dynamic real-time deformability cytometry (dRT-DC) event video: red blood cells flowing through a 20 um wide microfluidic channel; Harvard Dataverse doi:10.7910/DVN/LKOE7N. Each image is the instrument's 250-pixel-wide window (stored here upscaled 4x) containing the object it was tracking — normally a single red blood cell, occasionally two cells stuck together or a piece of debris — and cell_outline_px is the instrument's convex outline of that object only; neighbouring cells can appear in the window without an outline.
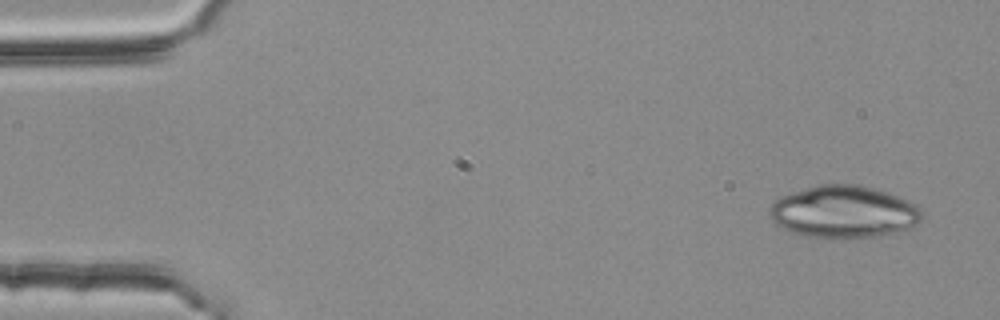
{"species": "common noctule bat (a hibernating species)", "species_latin": "Nyctalus noctula", "temperature_condition": "room temperature", "stored_images_in_passage": 4, "camera_frame_rate_fps": 3000, "um_per_image_px": 0.085, "animal": {"sex": "female", "body_mass_g": 25.1}, "frame": {"image": 1, "passage_image": 1, "time_ms": 0.0, "image_size_px": [1000, 320], "cell_outline_px": [[920, 220], [916, 224], [908, 228], [896, 232], [876, 236], [804, 236], [788, 232], [772, 224], [768, 216], [768, 208], [780, 196], [816, 184], [860, 184], [876, 188], [888, 192], [908, 200], [916, 204], [920, 208]], "centroid_in_image_um": [71.64, 17.97], "position_along_channel_um": 13.4, "area_um2": 46.41}}